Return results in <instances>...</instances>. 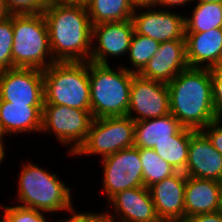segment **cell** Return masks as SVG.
Listing matches in <instances>:
<instances>
[{
	"mask_svg": "<svg viewBox=\"0 0 222 222\" xmlns=\"http://www.w3.org/2000/svg\"><path fill=\"white\" fill-rule=\"evenodd\" d=\"M169 113L170 100L167 84L134 74L127 116L134 121H142L162 117Z\"/></svg>",
	"mask_w": 222,
	"mask_h": 222,
	"instance_id": "30bf717a",
	"label": "cell"
},
{
	"mask_svg": "<svg viewBox=\"0 0 222 222\" xmlns=\"http://www.w3.org/2000/svg\"><path fill=\"white\" fill-rule=\"evenodd\" d=\"M0 99L12 104L44 106L43 70L13 68L0 71Z\"/></svg>",
	"mask_w": 222,
	"mask_h": 222,
	"instance_id": "8fae6325",
	"label": "cell"
},
{
	"mask_svg": "<svg viewBox=\"0 0 222 222\" xmlns=\"http://www.w3.org/2000/svg\"><path fill=\"white\" fill-rule=\"evenodd\" d=\"M182 127L171 113L158 118L135 121L134 147L153 148L164 140L172 139Z\"/></svg>",
	"mask_w": 222,
	"mask_h": 222,
	"instance_id": "44dd1931",
	"label": "cell"
},
{
	"mask_svg": "<svg viewBox=\"0 0 222 222\" xmlns=\"http://www.w3.org/2000/svg\"><path fill=\"white\" fill-rule=\"evenodd\" d=\"M14 42L12 14L0 21V71L12 69V46Z\"/></svg>",
	"mask_w": 222,
	"mask_h": 222,
	"instance_id": "4316f807",
	"label": "cell"
},
{
	"mask_svg": "<svg viewBox=\"0 0 222 222\" xmlns=\"http://www.w3.org/2000/svg\"><path fill=\"white\" fill-rule=\"evenodd\" d=\"M144 9L146 11L138 14L136 12L138 9H135L131 17L136 34L147 36L160 43L185 38V16L166 9L158 10L155 7Z\"/></svg>",
	"mask_w": 222,
	"mask_h": 222,
	"instance_id": "4fadbf2b",
	"label": "cell"
},
{
	"mask_svg": "<svg viewBox=\"0 0 222 222\" xmlns=\"http://www.w3.org/2000/svg\"><path fill=\"white\" fill-rule=\"evenodd\" d=\"M44 1L46 5L75 2L74 0H44Z\"/></svg>",
	"mask_w": 222,
	"mask_h": 222,
	"instance_id": "8d00e7d4",
	"label": "cell"
},
{
	"mask_svg": "<svg viewBox=\"0 0 222 222\" xmlns=\"http://www.w3.org/2000/svg\"><path fill=\"white\" fill-rule=\"evenodd\" d=\"M73 215L66 220L58 222H117L116 216L109 214V212L101 213H76L75 210L72 212Z\"/></svg>",
	"mask_w": 222,
	"mask_h": 222,
	"instance_id": "4dcf8cb0",
	"label": "cell"
},
{
	"mask_svg": "<svg viewBox=\"0 0 222 222\" xmlns=\"http://www.w3.org/2000/svg\"><path fill=\"white\" fill-rule=\"evenodd\" d=\"M222 28V3L198 2L191 17L185 16V33H201Z\"/></svg>",
	"mask_w": 222,
	"mask_h": 222,
	"instance_id": "cb8c5ba5",
	"label": "cell"
},
{
	"mask_svg": "<svg viewBox=\"0 0 222 222\" xmlns=\"http://www.w3.org/2000/svg\"><path fill=\"white\" fill-rule=\"evenodd\" d=\"M139 157L143 167L144 186L147 188L177 172L153 148H139Z\"/></svg>",
	"mask_w": 222,
	"mask_h": 222,
	"instance_id": "d4e9b609",
	"label": "cell"
},
{
	"mask_svg": "<svg viewBox=\"0 0 222 222\" xmlns=\"http://www.w3.org/2000/svg\"><path fill=\"white\" fill-rule=\"evenodd\" d=\"M218 183H219V187H220V194H221V201H222V177L220 178Z\"/></svg>",
	"mask_w": 222,
	"mask_h": 222,
	"instance_id": "60d3db41",
	"label": "cell"
},
{
	"mask_svg": "<svg viewBox=\"0 0 222 222\" xmlns=\"http://www.w3.org/2000/svg\"><path fill=\"white\" fill-rule=\"evenodd\" d=\"M159 45L160 42L134 32L128 50L129 61L135 67L131 72L138 74L155 55Z\"/></svg>",
	"mask_w": 222,
	"mask_h": 222,
	"instance_id": "484cf974",
	"label": "cell"
},
{
	"mask_svg": "<svg viewBox=\"0 0 222 222\" xmlns=\"http://www.w3.org/2000/svg\"><path fill=\"white\" fill-rule=\"evenodd\" d=\"M91 24L131 19L135 10L131 0H85Z\"/></svg>",
	"mask_w": 222,
	"mask_h": 222,
	"instance_id": "603a6c76",
	"label": "cell"
},
{
	"mask_svg": "<svg viewBox=\"0 0 222 222\" xmlns=\"http://www.w3.org/2000/svg\"><path fill=\"white\" fill-rule=\"evenodd\" d=\"M43 106L12 104L0 99V127L7 137L16 133L41 132Z\"/></svg>",
	"mask_w": 222,
	"mask_h": 222,
	"instance_id": "ffe728a7",
	"label": "cell"
},
{
	"mask_svg": "<svg viewBox=\"0 0 222 222\" xmlns=\"http://www.w3.org/2000/svg\"><path fill=\"white\" fill-rule=\"evenodd\" d=\"M134 25L131 19L92 25V45L90 61L97 64H108V55L119 57L128 54Z\"/></svg>",
	"mask_w": 222,
	"mask_h": 222,
	"instance_id": "7c38bea8",
	"label": "cell"
},
{
	"mask_svg": "<svg viewBox=\"0 0 222 222\" xmlns=\"http://www.w3.org/2000/svg\"><path fill=\"white\" fill-rule=\"evenodd\" d=\"M131 2L135 9L157 7L159 4V0H131Z\"/></svg>",
	"mask_w": 222,
	"mask_h": 222,
	"instance_id": "836d02e7",
	"label": "cell"
},
{
	"mask_svg": "<svg viewBox=\"0 0 222 222\" xmlns=\"http://www.w3.org/2000/svg\"><path fill=\"white\" fill-rule=\"evenodd\" d=\"M195 1V0H193ZM198 2H209V3H214V2H218V3H222V0H196Z\"/></svg>",
	"mask_w": 222,
	"mask_h": 222,
	"instance_id": "ab89813d",
	"label": "cell"
},
{
	"mask_svg": "<svg viewBox=\"0 0 222 222\" xmlns=\"http://www.w3.org/2000/svg\"><path fill=\"white\" fill-rule=\"evenodd\" d=\"M170 113L183 127L202 130L216 121L209 68L188 67L167 84Z\"/></svg>",
	"mask_w": 222,
	"mask_h": 222,
	"instance_id": "7a4b0ae2",
	"label": "cell"
},
{
	"mask_svg": "<svg viewBox=\"0 0 222 222\" xmlns=\"http://www.w3.org/2000/svg\"><path fill=\"white\" fill-rule=\"evenodd\" d=\"M212 78V100L217 121L222 122V73L210 68Z\"/></svg>",
	"mask_w": 222,
	"mask_h": 222,
	"instance_id": "f546056e",
	"label": "cell"
},
{
	"mask_svg": "<svg viewBox=\"0 0 222 222\" xmlns=\"http://www.w3.org/2000/svg\"><path fill=\"white\" fill-rule=\"evenodd\" d=\"M188 67L186 41L183 38L161 42L155 55L138 74L144 78L168 84Z\"/></svg>",
	"mask_w": 222,
	"mask_h": 222,
	"instance_id": "9a60e30c",
	"label": "cell"
},
{
	"mask_svg": "<svg viewBox=\"0 0 222 222\" xmlns=\"http://www.w3.org/2000/svg\"><path fill=\"white\" fill-rule=\"evenodd\" d=\"M55 62H88L92 24L85 2L47 5L43 11Z\"/></svg>",
	"mask_w": 222,
	"mask_h": 222,
	"instance_id": "6da1fadb",
	"label": "cell"
},
{
	"mask_svg": "<svg viewBox=\"0 0 222 222\" xmlns=\"http://www.w3.org/2000/svg\"><path fill=\"white\" fill-rule=\"evenodd\" d=\"M186 180L187 176L183 172H176L148 187L161 221L182 222L185 219Z\"/></svg>",
	"mask_w": 222,
	"mask_h": 222,
	"instance_id": "5bb4252c",
	"label": "cell"
},
{
	"mask_svg": "<svg viewBox=\"0 0 222 222\" xmlns=\"http://www.w3.org/2000/svg\"><path fill=\"white\" fill-rule=\"evenodd\" d=\"M4 133H3V131L1 130V127H0V141H4L3 139H4Z\"/></svg>",
	"mask_w": 222,
	"mask_h": 222,
	"instance_id": "b9f144b4",
	"label": "cell"
},
{
	"mask_svg": "<svg viewBox=\"0 0 222 222\" xmlns=\"http://www.w3.org/2000/svg\"><path fill=\"white\" fill-rule=\"evenodd\" d=\"M197 130L182 127L172 139L156 144L153 150L177 172H184L187 165L191 136Z\"/></svg>",
	"mask_w": 222,
	"mask_h": 222,
	"instance_id": "7402d4cb",
	"label": "cell"
},
{
	"mask_svg": "<svg viewBox=\"0 0 222 222\" xmlns=\"http://www.w3.org/2000/svg\"><path fill=\"white\" fill-rule=\"evenodd\" d=\"M10 14L43 13L47 7L44 0H4Z\"/></svg>",
	"mask_w": 222,
	"mask_h": 222,
	"instance_id": "f1b7e54d",
	"label": "cell"
},
{
	"mask_svg": "<svg viewBox=\"0 0 222 222\" xmlns=\"http://www.w3.org/2000/svg\"><path fill=\"white\" fill-rule=\"evenodd\" d=\"M20 206L45 212L68 211L72 213L71 190L46 169L29 162L24 164L18 178Z\"/></svg>",
	"mask_w": 222,
	"mask_h": 222,
	"instance_id": "277c9868",
	"label": "cell"
},
{
	"mask_svg": "<svg viewBox=\"0 0 222 222\" xmlns=\"http://www.w3.org/2000/svg\"><path fill=\"white\" fill-rule=\"evenodd\" d=\"M11 14L7 10L4 0H0V21L8 18Z\"/></svg>",
	"mask_w": 222,
	"mask_h": 222,
	"instance_id": "d590c367",
	"label": "cell"
},
{
	"mask_svg": "<svg viewBox=\"0 0 222 222\" xmlns=\"http://www.w3.org/2000/svg\"><path fill=\"white\" fill-rule=\"evenodd\" d=\"M114 206L117 222H160L149 188L145 186L126 189L112 196L108 202Z\"/></svg>",
	"mask_w": 222,
	"mask_h": 222,
	"instance_id": "e0dca14e",
	"label": "cell"
},
{
	"mask_svg": "<svg viewBox=\"0 0 222 222\" xmlns=\"http://www.w3.org/2000/svg\"><path fill=\"white\" fill-rule=\"evenodd\" d=\"M221 121H214L209 123L201 131L211 141L213 147L222 154V125Z\"/></svg>",
	"mask_w": 222,
	"mask_h": 222,
	"instance_id": "1f68e13d",
	"label": "cell"
},
{
	"mask_svg": "<svg viewBox=\"0 0 222 222\" xmlns=\"http://www.w3.org/2000/svg\"><path fill=\"white\" fill-rule=\"evenodd\" d=\"M135 121L129 116L93 119L87 139L74 155H102L105 158L134 146Z\"/></svg>",
	"mask_w": 222,
	"mask_h": 222,
	"instance_id": "52a82bcc",
	"label": "cell"
},
{
	"mask_svg": "<svg viewBox=\"0 0 222 222\" xmlns=\"http://www.w3.org/2000/svg\"><path fill=\"white\" fill-rule=\"evenodd\" d=\"M4 215H2L3 222H47L46 217L41 213L42 211L33 208L23 207L20 205L13 207H4Z\"/></svg>",
	"mask_w": 222,
	"mask_h": 222,
	"instance_id": "83f0119b",
	"label": "cell"
},
{
	"mask_svg": "<svg viewBox=\"0 0 222 222\" xmlns=\"http://www.w3.org/2000/svg\"><path fill=\"white\" fill-rule=\"evenodd\" d=\"M75 2H84L85 0H74Z\"/></svg>",
	"mask_w": 222,
	"mask_h": 222,
	"instance_id": "7bdbcfd3",
	"label": "cell"
},
{
	"mask_svg": "<svg viewBox=\"0 0 222 222\" xmlns=\"http://www.w3.org/2000/svg\"><path fill=\"white\" fill-rule=\"evenodd\" d=\"M183 173L189 177L216 181L222 177V154L201 130L191 136L187 165Z\"/></svg>",
	"mask_w": 222,
	"mask_h": 222,
	"instance_id": "2e32d148",
	"label": "cell"
},
{
	"mask_svg": "<svg viewBox=\"0 0 222 222\" xmlns=\"http://www.w3.org/2000/svg\"><path fill=\"white\" fill-rule=\"evenodd\" d=\"M103 191L109 200L126 189L144 186L139 148L130 147L102 158Z\"/></svg>",
	"mask_w": 222,
	"mask_h": 222,
	"instance_id": "9c48e42d",
	"label": "cell"
},
{
	"mask_svg": "<svg viewBox=\"0 0 222 222\" xmlns=\"http://www.w3.org/2000/svg\"><path fill=\"white\" fill-rule=\"evenodd\" d=\"M189 67L213 68L222 56V28L201 33H185Z\"/></svg>",
	"mask_w": 222,
	"mask_h": 222,
	"instance_id": "d6986e66",
	"label": "cell"
},
{
	"mask_svg": "<svg viewBox=\"0 0 222 222\" xmlns=\"http://www.w3.org/2000/svg\"><path fill=\"white\" fill-rule=\"evenodd\" d=\"M117 69L113 70L109 64L88 61L91 113L94 119L127 116L130 87L135 73L125 66Z\"/></svg>",
	"mask_w": 222,
	"mask_h": 222,
	"instance_id": "3957f363",
	"label": "cell"
},
{
	"mask_svg": "<svg viewBox=\"0 0 222 222\" xmlns=\"http://www.w3.org/2000/svg\"><path fill=\"white\" fill-rule=\"evenodd\" d=\"M214 68H215L219 73H222V56L220 57L218 63L214 66Z\"/></svg>",
	"mask_w": 222,
	"mask_h": 222,
	"instance_id": "f35d334b",
	"label": "cell"
},
{
	"mask_svg": "<svg viewBox=\"0 0 222 222\" xmlns=\"http://www.w3.org/2000/svg\"><path fill=\"white\" fill-rule=\"evenodd\" d=\"M191 1H193V0H159V4H158V6L159 7H163V8H165L166 6H167V8H168V6L169 7H175V6H181V5H184V4H187L188 2H191Z\"/></svg>",
	"mask_w": 222,
	"mask_h": 222,
	"instance_id": "e575fe53",
	"label": "cell"
},
{
	"mask_svg": "<svg viewBox=\"0 0 222 222\" xmlns=\"http://www.w3.org/2000/svg\"><path fill=\"white\" fill-rule=\"evenodd\" d=\"M182 222H222V210L214 213L194 215Z\"/></svg>",
	"mask_w": 222,
	"mask_h": 222,
	"instance_id": "d6a6232c",
	"label": "cell"
},
{
	"mask_svg": "<svg viewBox=\"0 0 222 222\" xmlns=\"http://www.w3.org/2000/svg\"><path fill=\"white\" fill-rule=\"evenodd\" d=\"M91 111L56 104H44L41 133H54L63 145H69L74 155L87 139L93 121Z\"/></svg>",
	"mask_w": 222,
	"mask_h": 222,
	"instance_id": "ba28073f",
	"label": "cell"
},
{
	"mask_svg": "<svg viewBox=\"0 0 222 222\" xmlns=\"http://www.w3.org/2000/svg\"><path fill=\"white\" fill-rule=\"evenodd\" d=\"M5 141H0V164L3 162V159H5V147H4Z\"/></svg>",
	"mask_w": 222,
	"mask_h": 222,
	"instance_id": "74e56055",
	"label": "cell"
},
{
	"mask_svg": "<svg viewBox=\"0 0 222 222\" xmlns=\"http://www.w3.org/2000/svg\"><path fill=\"white\" fill-rule=\"evenodd\" d=\"M44 104L91 111L88 62H55L43 70Z\"/></svg>",
	"mask_w": 222,
	"mask_h": 222,
	"instance_id": "5b68a950",
	"label": "cell"
},
{
	"mask_svg": "<svg viewBox=\"0 0 222 222\" xmlns=\"http://www.w3.org/2000/svg\"><path fill=\"white\" fill-rule=\"evenodd\" d=\"M184 204L185 218L222 210L218 181L187 176Z\"/></svg>",
	"mask_w": 222,
	"mask_h": 222,
	"instance_id": "ac0fdd59",
	"label": "cell"
},
{
	"mask_svg": "<svg viewBox=\"0 0 222 222\" xmlns=\"http://www.w3.org/2000/svg\"><path fill=\"white\" fill-rule=\"evenodd\" d=\"M14 42L12 46L13 68L45 70L55 63L47 23L43 13L12 14ZM49 60H47V57Z\"/></svg>",
	"mask_w": 222,
	"mask_h": 222,
	"instance_id": "8992f818",
	"label": "cell"
}]
</instances>
